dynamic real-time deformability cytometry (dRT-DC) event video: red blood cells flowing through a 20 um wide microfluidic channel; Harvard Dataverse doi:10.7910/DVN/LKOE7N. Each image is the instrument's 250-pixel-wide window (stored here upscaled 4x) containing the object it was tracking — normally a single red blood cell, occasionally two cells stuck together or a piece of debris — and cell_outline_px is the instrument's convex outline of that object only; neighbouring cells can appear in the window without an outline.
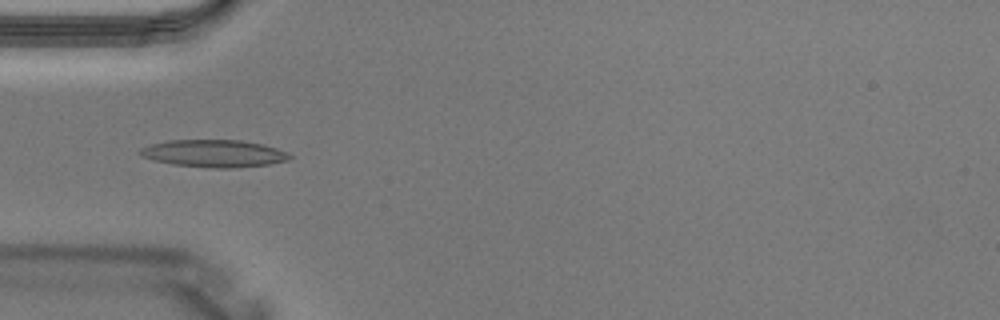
{"species": "Egyptian fruit bat (a non-hibernating species)", "species_latin": "Rousettus aegyptiacus", "temperature_condition": "warm", "stored_images_in_passage": 4, "camera_frame_rate_fps": 3000, "um_per_image_px": 0.085, "animal": {"sex": "male"}, "frame": {"image": 1, "passage_image": 3, "time_ms": 0.667, "image_size_px": [1000, 320], "cell_outline_px": [[292, 156], [288, 160], [268, 164], [232, 168], [212, 168], [172, 164], [140, 156], [136, 152], [140, 148], [152, 144], [168, 140], [240, 140], [264, 144], [288, 152]], "centroid_in_image_um": [18.18, 13.04], "position_along_channel_um": 66.8, "area_um2": 23.87}}